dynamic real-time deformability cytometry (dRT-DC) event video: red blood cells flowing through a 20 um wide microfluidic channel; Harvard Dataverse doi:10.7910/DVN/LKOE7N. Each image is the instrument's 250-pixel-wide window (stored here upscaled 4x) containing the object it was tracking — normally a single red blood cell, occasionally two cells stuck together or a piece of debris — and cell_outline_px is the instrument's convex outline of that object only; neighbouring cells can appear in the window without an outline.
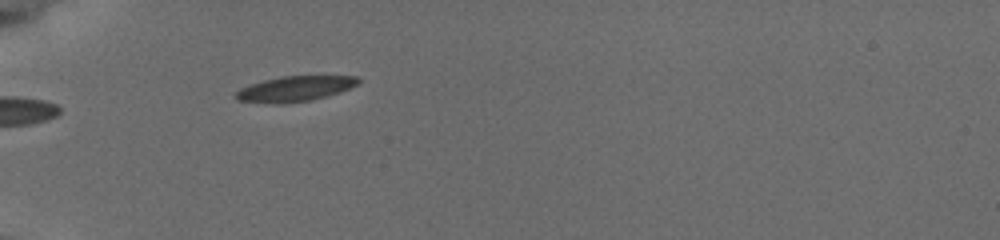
{"species": "common noctule bat (a hibernating species)", "species_latin": "Nyctalus noctula", "temperature_condition": "cold", "stored_images_in_passage": 6, "camera_frame_rate_fps": 3000, "um_per_image_px": 0.085, "animal": {"sex": "female", "body_mass_g": 19.5, "forearm_length_mm": 54.1}, "frame": {"image": 1, "passage_image": 1, "time_ms": 0.0, "image_size_px": [1000, 240], "cell_outline_px": [[360, 80], [356, 84], [340, 92], [328, 96], [312, 100], [280, 104], [276, 104], [236, 100], [236, 92], [240, 88], [264, 80], [280, 76], [356, 76]], "centroid_in_image_um": [25.05, 7.55], "position_along_channel_um": 59.9, "area_um2": 17.92}}
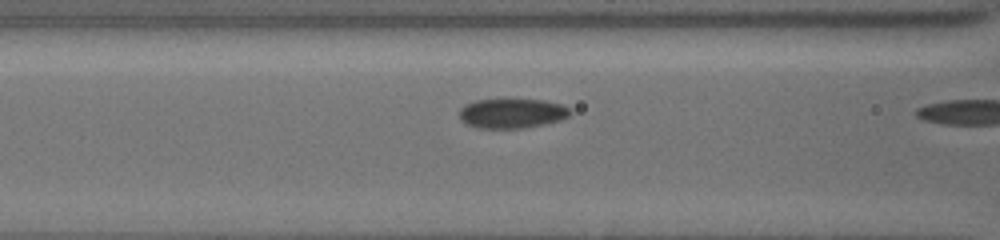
{"frame": {"image": 2, "passage_image": 5, "time_ms": 1.0, "image_size_px": [1000, 240], "cell_outline_px": [[572, 112], [568, 116], [560, 120], [540, 124], [516, 128], [484, 128], [468, 124], [460, 120], [460, 108], [464, 104], [476, 100], [508, 96], [544, 100], [564, 104], [572, 108]], "centroid_in_image_um": [43.53, 9.55], "position_along_channel_um": 123.1, "area_um2": 19.88}}